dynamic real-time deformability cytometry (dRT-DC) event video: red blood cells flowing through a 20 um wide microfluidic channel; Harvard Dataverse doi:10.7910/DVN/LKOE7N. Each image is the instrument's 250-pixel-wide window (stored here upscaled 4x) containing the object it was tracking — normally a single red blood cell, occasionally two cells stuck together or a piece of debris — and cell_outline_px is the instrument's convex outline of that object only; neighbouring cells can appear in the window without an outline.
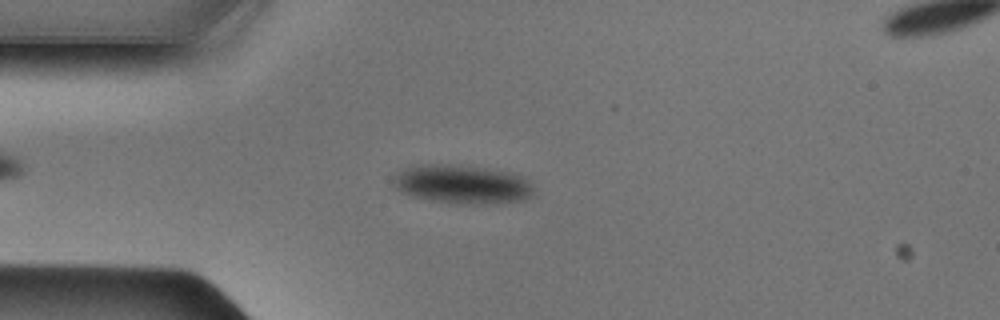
{"species": "Egyptian fruit bat (a non-hibernating species)", "species_latin": "Rousettus aegyptiacus", "temperature_condition": "cold", "stored_images_in_passage": 44, "camera_frame_rate_fps": 3000, "um_per_image_px": 0.085, "animal": {"sex": "male"}, "frame": {"image": 1, "passage_image": 8, "time_ms": 2.333, "image_size_px": [1000, 320], "cell_outline_px": [[536, 192], [532, 196], [524, 200], [492, 204], [468, 204], [432, 200], [416, 196], [404, 192], [396, 188], [392, 184], [392, 180], [396, 172], [404, 168], [424, 164], [440, 164], [480, 168], [508, 172], [520, 176], [528, 180], [532, 184]], "centroid_in_image_um": [39.32, 15.67], "position_along_channel_um": 45.7, "area_um2": 31.44}}
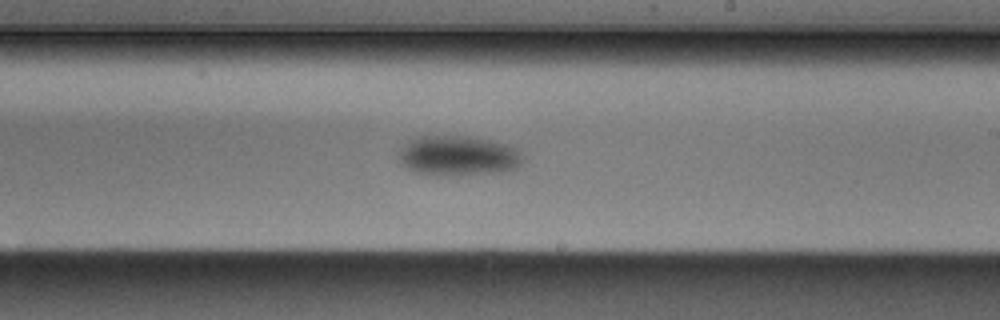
{"frame": {"image": 2, "passage_image": 24, "time_ms": 7.667, "image_size_px": [1000, 320], "cell_outline_px": [[524, 160], [516, 168], [504, 172], [456, 176], [436, 176], [416, 172], [400, 164], [396, 152], [408, 140], [420, 136], [468, 136], [508, 144], [520, 148], [524, 156]], "centroid_in_image_um": [38.95, 13.25], "position_along_channel_um": 250.0, "area_um2": 29.82}}
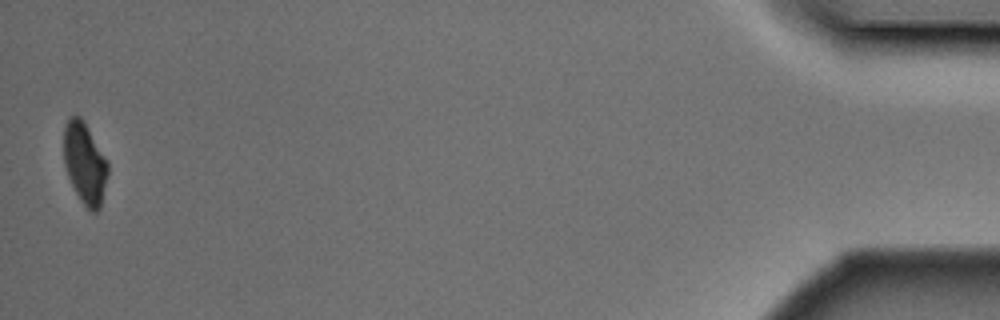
{"frame": {"image": 3, "passage_image": 44, "time_ms": 14.333, "image_size_px": [1000, 320], "cell_outline_px": [[108, 176], [100, 208], [96, 212], [92, 212], [80, 200], [68, 176], [64, 164], [64, 124], [68, 116], [80, 116], [84, 120], [108, 160]], "centroid_in_image_um": [7.22, 13.83], "position_along_channel_um": 428.0, "area_um2": 21.15}}